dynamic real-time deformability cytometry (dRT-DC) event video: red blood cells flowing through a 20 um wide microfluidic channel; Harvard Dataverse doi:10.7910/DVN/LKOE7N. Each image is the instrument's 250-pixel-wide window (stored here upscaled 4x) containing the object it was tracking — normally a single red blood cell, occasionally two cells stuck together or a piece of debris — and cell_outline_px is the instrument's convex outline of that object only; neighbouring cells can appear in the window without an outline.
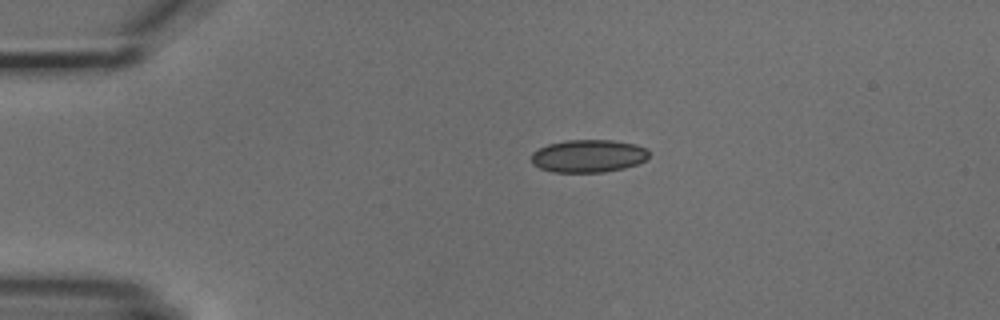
{"species": "common noctule bat (a hibernating species)", "species_latin": "Nyctalus noctula", "temperature_condition": "cold", "stored_images_in_passage": 3, "segment_of_instrument_passage": [1, 2], "camera_frame_rate_fps": 3000, "um_per_image_px": 0.085, "animal": {"sex": "male", "body_mass_g": 18.8}, "frame": {"image": 1, "passage_image": 1, "time_ms": 0.0, "image_size_px": [1000, 320], "cell_outline_px": [[648, 156], [644, 160], [636, 164], [624, 168], [604, 172], [552, 172], [540, 168], [532, 164], [532, 152], [548, 144], [564, 140], [612, 140], [636, 144], [644, 148], [648, 152]], "centroid_in_image_um": [49.98, 13.26], "position_along_channel_um": 35.0, "area_um2": 22.37}}